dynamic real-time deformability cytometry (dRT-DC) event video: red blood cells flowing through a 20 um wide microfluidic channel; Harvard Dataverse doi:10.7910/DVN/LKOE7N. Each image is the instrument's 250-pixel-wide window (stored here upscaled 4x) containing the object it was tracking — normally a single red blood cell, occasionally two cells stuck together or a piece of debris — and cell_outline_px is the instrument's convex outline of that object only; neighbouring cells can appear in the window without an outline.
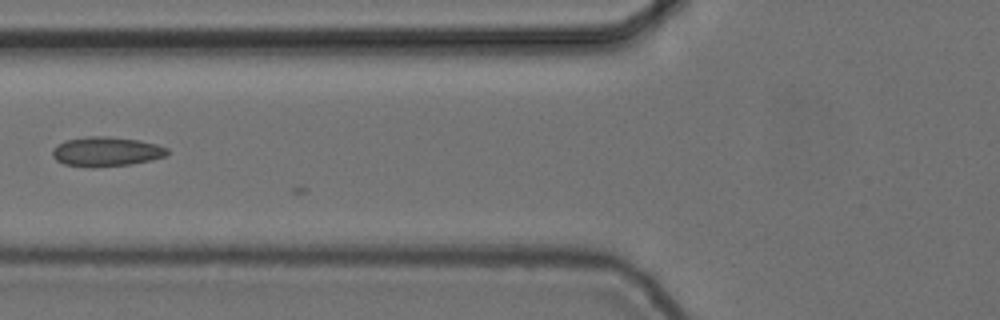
{"species": "common noctule bat (a hibernating species)", "species_latin": "Nyctalus noctula", "temperature_condition": "cold", "stored_images_in_passage": 13, "camera_frame_rate_fps": 3000, "um_per_image_px": 0.085, "animal": {"sex": "female", "body_mass_g": 24.6, "forearm_length_mm": 56.2}, "frame": {"image": 1, "passage_image": 11, "time_ms": 3.333, "image_size_px": [1000, 320], "cell_outline_px": [[168, 156], [152, 160], [132, 164], [92, 168], [64, 164], [56, 160], [52, 156], [52, 148], [64, 140], [84, 136], [108, 136], [140, 140], [156, 144], [168, 148]], "centroid_in_image_um": [9.03, 12.88], "position_along_channel_um": 116.8, "area_um2": 20.17}}